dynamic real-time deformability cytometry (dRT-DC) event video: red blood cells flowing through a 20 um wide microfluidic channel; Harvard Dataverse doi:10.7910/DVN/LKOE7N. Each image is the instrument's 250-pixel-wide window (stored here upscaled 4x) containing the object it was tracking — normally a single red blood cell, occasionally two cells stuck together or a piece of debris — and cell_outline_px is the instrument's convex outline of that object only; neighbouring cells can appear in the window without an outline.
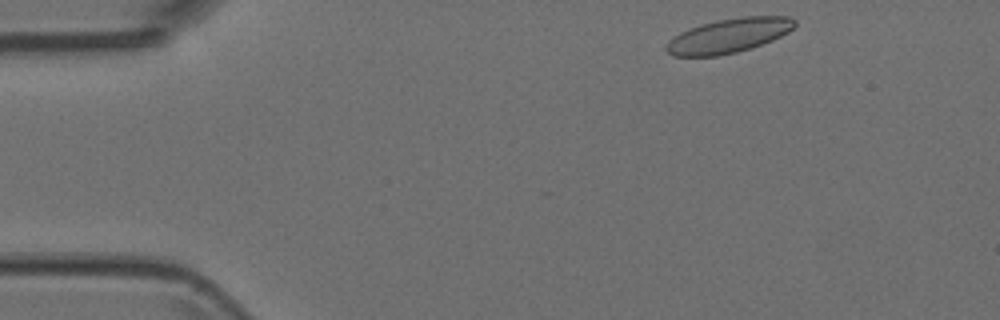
{"species": "Egyptian fruit bat (a non-hibernating species)", "species_latin": "Rousettus aegyptiacus", "temperature_condition": "room temperature", "stored_images_in_passage": 3, "camera_frame_rate_fps": 3000, "um_per_image_px": 0.085, "animal": {"sex": "female"}, "frame": {"image": 1, "passage_image": 1, "time_ms": 0.0, "image_size_px": [1000, 320], "cell_outline_px": [[796, 24], [788, 32], [772, 40], [752, 48], [736, 52], [716, 56], [672, 56], [664, 48], [668, 40], [680, 32], [700, 24], [720, 20], [744, 16], [788, 16], [796, 20]], "centroid_in_image_um": [61.92, 3.03], "position_along_channel_um": 23.1, "area_um2": 25.66}}